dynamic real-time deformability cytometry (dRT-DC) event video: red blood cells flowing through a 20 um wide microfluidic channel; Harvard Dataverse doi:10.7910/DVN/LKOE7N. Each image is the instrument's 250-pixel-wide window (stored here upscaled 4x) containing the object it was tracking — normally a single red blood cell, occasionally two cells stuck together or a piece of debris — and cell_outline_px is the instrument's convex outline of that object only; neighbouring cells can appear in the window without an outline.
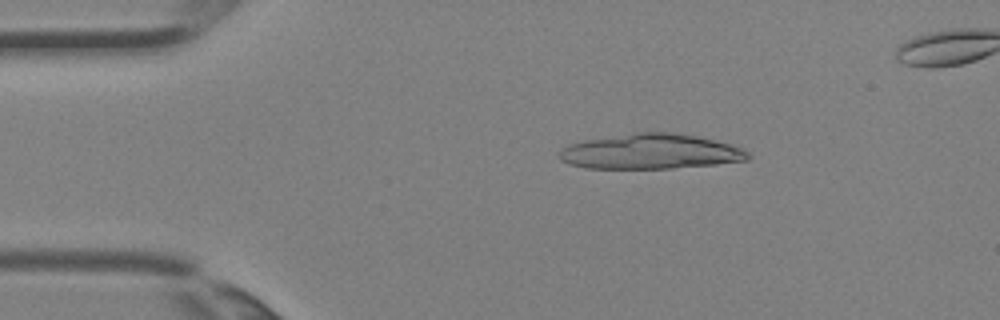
{"species": "Egyptian fruit bat (a non-hibernating species)", "species_latin": "Rousettus aegyptiacus", "temperature_condition": "room temperature", "stored_images_in_passage": 3, "camera_frame_rate_fps": 3000, "um_per_image_px": 0.085, "animal": {"sex": "female"}, "frame": {"image": 1, "passage_image": 1, "time_ms": 0.0, "image_size_px": [1000, 320], "cell_outline_px": [[752, 156], [748, 160], [716, 164], [672, 168], [584, 168], [568, 164], [560, 160], [560, 152], [568, 144], [584, 140], [632, 132], [672, 132], [732, 144], [744, 148]], "centroid_in_image_um": [55.3, 12.88], "position_along_channel_um": 29.7, "area_um2": 38.61}}